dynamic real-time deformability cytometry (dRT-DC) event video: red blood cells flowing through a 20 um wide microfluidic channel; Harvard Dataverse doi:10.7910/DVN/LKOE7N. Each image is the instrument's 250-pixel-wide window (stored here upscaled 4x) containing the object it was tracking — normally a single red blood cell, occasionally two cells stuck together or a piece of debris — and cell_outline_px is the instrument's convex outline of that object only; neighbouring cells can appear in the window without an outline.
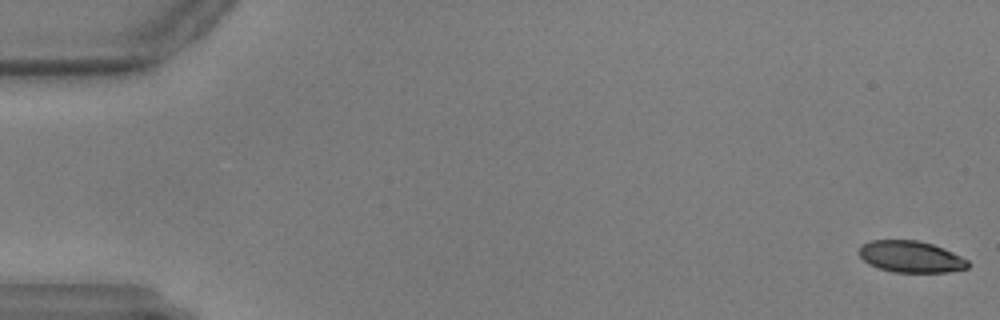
{"species": "common noctule bat (a hibernating species)", "species_latin": "Nyctalus noctula", "temperature_condition": "warm", "stored_images_in_passage": 59, "camera_frame_rate_fps": 3000, "um_per_image_px": 0.085, "animal": {"sex": "male", "body_mass_g": 17.9, "forearm_length_mm": 54.2}, "frame": {"image": 1, "passage_image": 1, "time_ms": 0.0, "image_size_px": [1000, 320], "cell_outline_px": [[968, 268], [948, 272], [892, 272], [868, 264], [856, 252], [860, 244], [872, 240], [916, 240], [932, 244], [944, 248], [968, 260]], "centroid_in_image_um": [77.37, 21.81], "position_along_channel_um": 7.6, "area_um2": 20.11}}
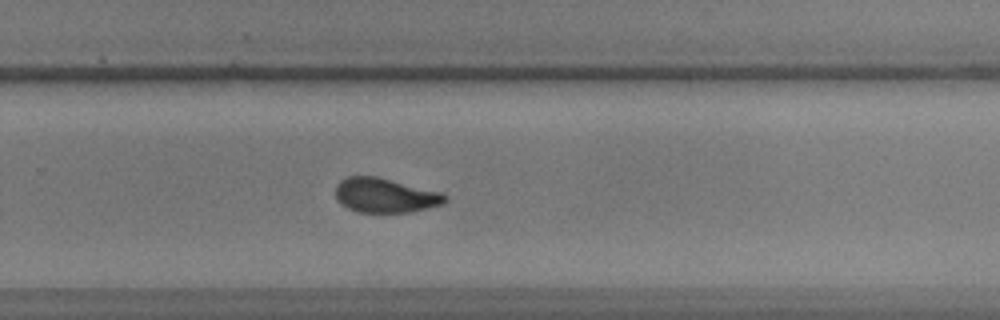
{"frame": {"image": 2, "passage_image": 39, "time_ms": 12.667, "image_size_px": [1000, 320], "cell_outline_px": [[448, 200], [444, 204], [428, 208], [408, 212], [356, 212], [340, 204], [336, 200], [336, 184], [340, 180], [348, 176], [376, 176], [440, 192], [448, 196]], "centroid_in_image_um": [32.72, 16.61], "position_along_channel_um": 297.1, "area_um2": 22.08}}
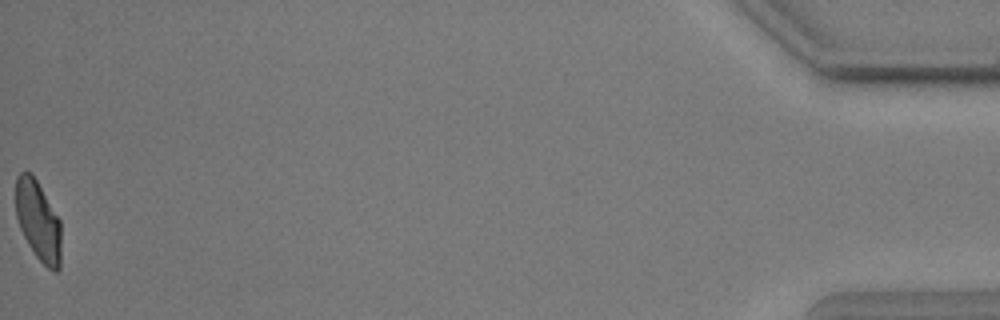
{"frame": {"image": 3, "passage_image": 59, "time_ms": 19.333, "image_size_px": [1000, 320], "cell_outline_px": [[60, 268], [56, 272], [52, 272], [36, 256], [28, 244], [20, 228], [16, 216], [16, 176], [20, 172], [32, 172], [60, 220]], "centroid_in_image_um": [3.24, 18.76], "position_along_channel_um": 432.0, "area_um2": 21.1}}